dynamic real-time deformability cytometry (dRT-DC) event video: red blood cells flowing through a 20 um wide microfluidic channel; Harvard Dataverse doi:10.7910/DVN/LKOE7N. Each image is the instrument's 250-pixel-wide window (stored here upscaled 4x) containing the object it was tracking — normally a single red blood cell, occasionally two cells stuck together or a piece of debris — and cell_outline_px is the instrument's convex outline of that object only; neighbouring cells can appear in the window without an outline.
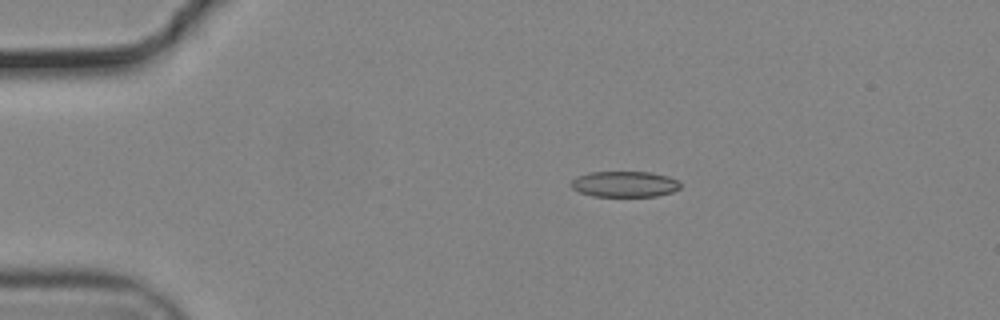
{"species": "common noctule bat (a hibernating species)", "species_latin": "Nyctalus noctula", "temperature_condition": "cold", "stored_images_in_passage": 46, "camera_frame_rate_fps": 3000, "um_per_image_px": 0.085, "animal": {"sex": "male", "body_mass_g": 19.2, "forearm_length_mm": 51.8}, "frame": {"image": 1, "passage_image": 2, "time_ms": 0.333, "image_size_px": [1000, 320], "cell_outline_px": [[680, 188], [672, 192], [656, 196], [592, 196], [580, 192], [572, 188], [568, 184], [576, 176], [588, 172], [652, 172], [668, 176], [680, 180]], "centroid_in_image_um": [53.08, 15.64], "position_along_channel_um": 31.9, "area_um2": 16.65}}
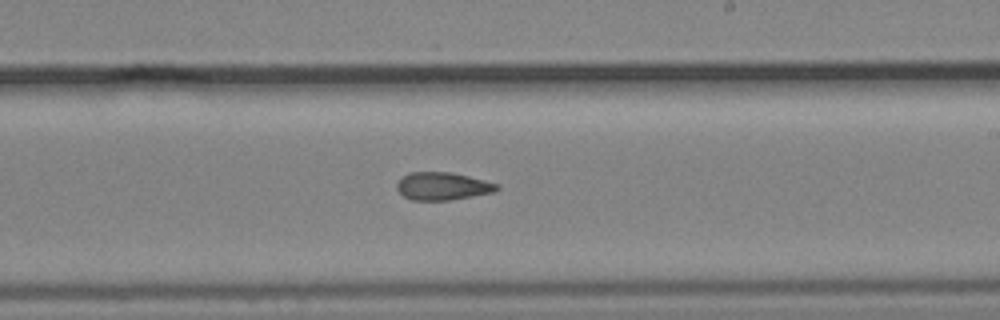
{"frame": {"image": 2, "passage_image": 24, "time_ms": 7.667, "image_size_px": [1000, 320], "cell_outline_px": [[500, 188], [496, 192], [448, 200], [412, 200], [404, 196], [396, 188], [396, 184], [400, 176], [408, 172], [452, 172], [484, 180], [496, 184]], "centroid_in_image_um": [37.58, 15.81], "position_along_channel_um": 251.4, "area_um2": 16.24}}
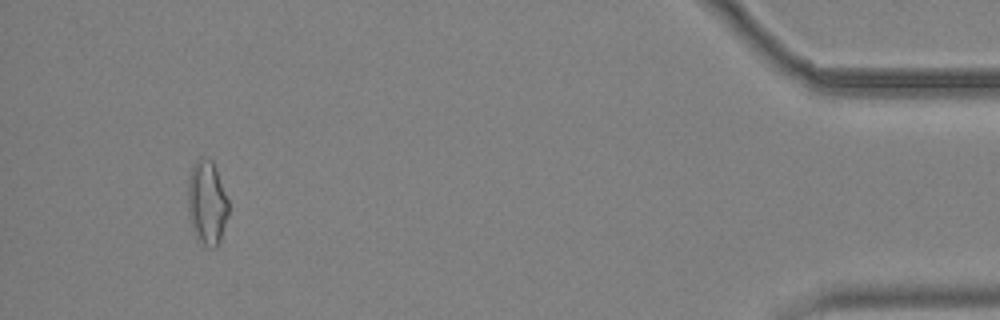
{"frame": {"image": 3, "passage_image": 43, "time_ms": 14.0, "image_size_px": [1000, 320], "cell_outline_px": [[228, 216], [220, 240], [216, 248], [208, 248], [196, 240], [188, 216], [188, 176], [196, 160], [200, 156], [212, 160], [216, 168], [228, 200]], "centroid_in_image_um": [17.58, 17.26], "position_along_channel_um": 417.6, "area_um2": 20.23}, "authors_computed_cell_mechanics": {"area_um2": 16.8487, "velocity_mm_per_s": 3.7307, "shape_relaxation_time_tau1_ms": null, "shape_relaxation_time_tau2_ms": 4.3928, "deformation_change_tau1": null, "deformation_change_tau2": 0.1293}}